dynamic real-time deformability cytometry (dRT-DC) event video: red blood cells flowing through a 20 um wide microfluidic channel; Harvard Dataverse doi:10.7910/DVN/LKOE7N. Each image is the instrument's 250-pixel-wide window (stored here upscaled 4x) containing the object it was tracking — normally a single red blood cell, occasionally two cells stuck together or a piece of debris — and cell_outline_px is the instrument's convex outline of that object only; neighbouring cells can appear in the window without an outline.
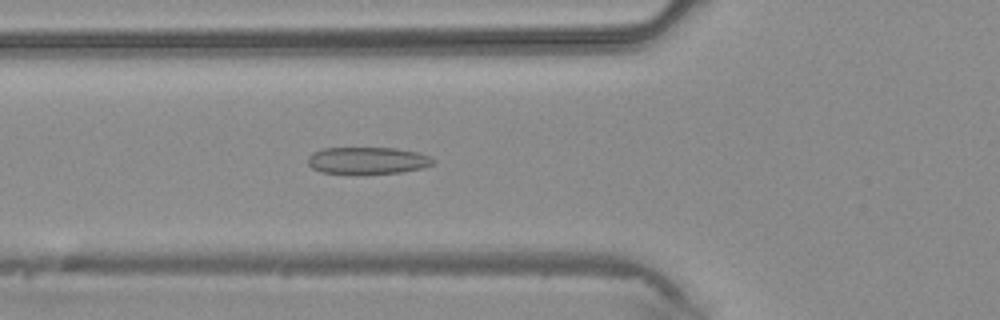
{"species": "common noctule bat (a hibernating species)", "species_latin": "Nyctalus noctula", "temperature_condition": "warm", "stored_images_in_passage": 43, "camera_frame_rate_fps": 3000, "um_per_image_px": 0.085, "animal": {"sex": "male", "body_mass_g": 20.4}, "frame": {"image": 1, "passage_image": 16, "time_ms": 5.0, "image_size_px": [1000, 320], "cell_outline_px": [[436, 160], [432, 164], [424, 168], [400, 172], [356, 176], [352, 176], [320, 172], [312, 168], [308, 164], [308, 156], [312, 152], [324, 148], [396, 148], [416, 152], [428, 156]], "centroid_in_image_um": [31.19, 13.68], "position_along_channel_um": 94.6, "area_um2": 20.4}}
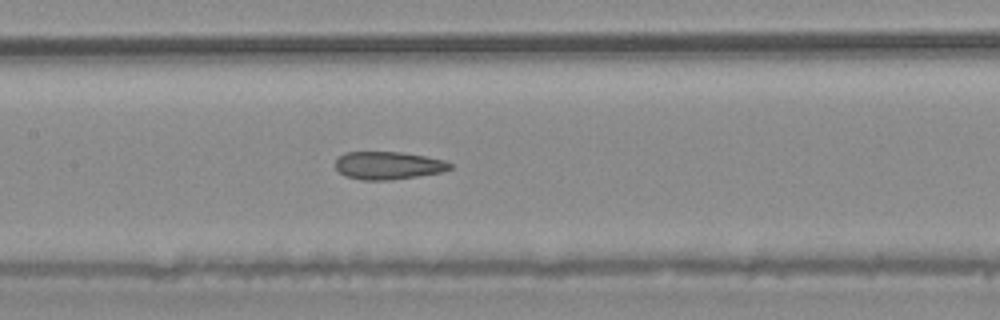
{"frame": {"image": 2, "passage_image": 21, "time_ms": 6.667, "image_size_px": [1000, 320], "cell_outline_px": [[452, 168], [444, 172], [388, 180], [360, 180], [344, 176], [336, 168], [336, 160], [344, 152], [400, 152], [424, 156], [444, 160], [452, 164]], "centroid_in_image_um": [32.99, 14.07], "position_along_channel_um": 174.4, "area_um2": 18.55}}
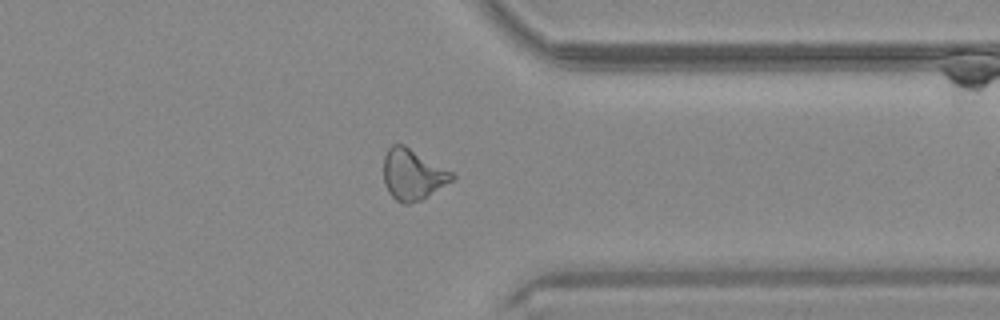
{"frame": {"image": 3, "passage_image": 34, "time_ms": 11.0, "image_size_px": [1000, 320], "cell_outline_px": [[456, 180], [420, 200], [408, 204], [404, 204], [396, 200], [388, 192], [384, 184], [384, 156], [388, 148], [392, 144], [404, 144], [452, 172], [456, 176]], "centroid_in_image_um": [35.09, 14.84], "position_along_channel_um": 376.3, "area_um2": 20.35}}